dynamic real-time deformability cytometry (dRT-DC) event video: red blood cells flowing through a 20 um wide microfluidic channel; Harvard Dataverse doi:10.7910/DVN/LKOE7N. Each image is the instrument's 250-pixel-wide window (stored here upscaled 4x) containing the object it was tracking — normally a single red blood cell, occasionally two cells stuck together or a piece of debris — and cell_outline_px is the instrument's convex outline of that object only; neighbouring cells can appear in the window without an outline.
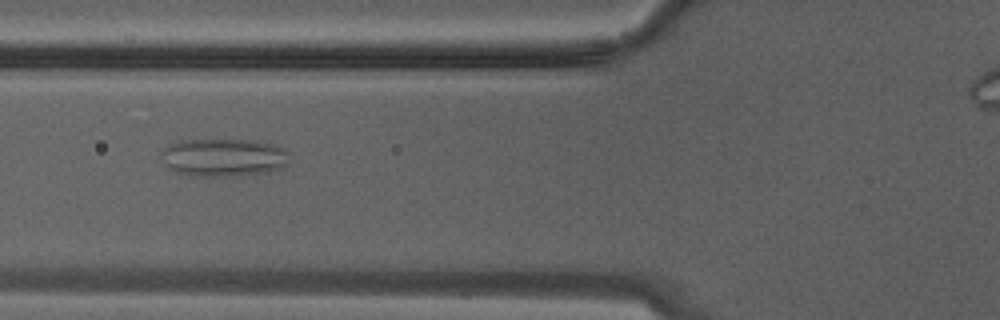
{"species": "Egyptian fruit bat (a non-hibernating species)", "species_latin": "Rousettus aegyptiacus", "temperature_condition": "warm", "stored_images_in_passage": 15, "camera_frame_rate_fps": 3000, "um_per_image_px": 0.085, "animal": {"sex": "male"}, "frame": {"image": 1, "passage_image": 7, "time_ms": 2.0, "image_size_px": [1000, 320], "cell_outline_px": [[292, 152], [288, 164], [284, 168], [268, 172], [232, 176], [192, 176], [176, 172], [168, 168], [164, 164], [160, 156], [160, 152], [168, 144], [180, 140], [256, 140], [276, 144]], "centroid_in_image_um": [19.05, 13.38], "position_along_channel_um": 106.7, "area_um2": 29.13}}